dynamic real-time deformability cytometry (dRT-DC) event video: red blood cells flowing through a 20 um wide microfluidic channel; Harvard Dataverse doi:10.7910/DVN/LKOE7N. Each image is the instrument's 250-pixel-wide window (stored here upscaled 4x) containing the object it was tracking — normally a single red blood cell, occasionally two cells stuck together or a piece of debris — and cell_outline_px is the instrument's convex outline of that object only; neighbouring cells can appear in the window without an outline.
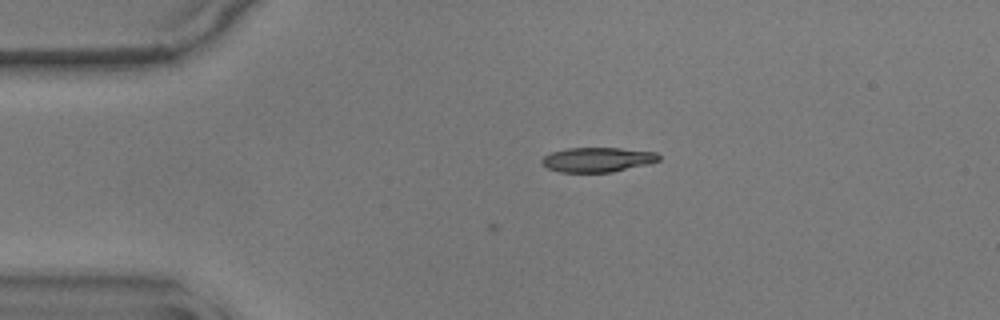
{"species": "common noctule bat (a hibernating species)", "species_latin": "Nyctalus noctula", "temperature_condition": "warm", "stored_images_in_passage": 5, "camera_frame_rate_fps": 3000, "um_per_image_px": 0.085, "animal": {"sex": "male", "body_mass_g": 17.9}, "frame": {"image": 1, "passage_image": 1, "time_ms": 0.0, "image_size_px": [1000, 320], "cell_outline_px": [[660, 160], [648, 164], [612, 172], [560, 172], [548, 168], [540, 164], [540, 160], [544, 156], [552, 152], [568, 148], [620, 148], [656, 152], [660, 156]], "centroid_in_image_um": [50.77, 13.57], "position_along_channel_um": 34.2, "area_um2": 16.82}}